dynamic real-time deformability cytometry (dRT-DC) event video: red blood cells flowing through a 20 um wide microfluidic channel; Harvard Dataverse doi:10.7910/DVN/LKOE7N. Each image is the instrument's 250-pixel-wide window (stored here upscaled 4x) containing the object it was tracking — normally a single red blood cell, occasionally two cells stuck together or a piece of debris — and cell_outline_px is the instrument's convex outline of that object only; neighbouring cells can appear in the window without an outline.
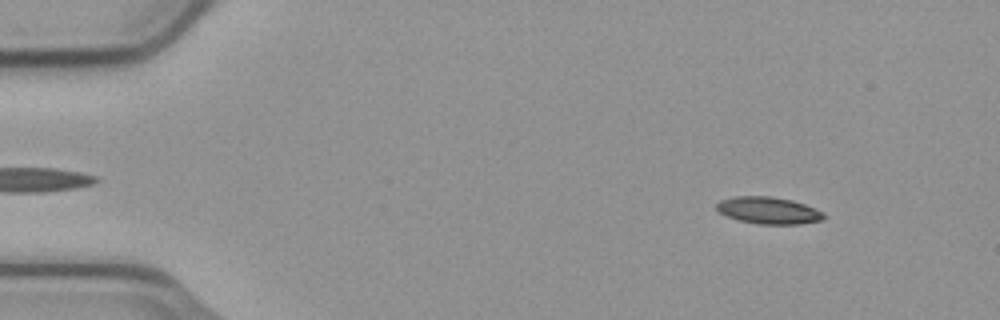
{"species": "common noctule bat (a hibernating species)", "species_latin": "Nyctalus noctula", "temperature_condition": "cold", "stored_images_in_passage": 54, "camera_frame_rate_fps": 3000, "um_per_image_px": 0.085, "animal": {"sex": "male", "body_mass_g": 23.1, "forearm_length_mm": 52.7}, "frame": {"image": 1, "passage_image": 6, "time_ms": 1.667, "image_size_px": [1000, 320], "cell_outline_px": [[824, 220], [800, 224], [756, 224], [740, 220], [728, 216], [720, 212], [716, 208], [716, 204], [720, 200], [736, 196], [772, 196], [792, 200], [804, 204], [824, 212]], "centroid_in_image_um": [65.34, 17.88], "position_along_channel_um": 19.7, "area_um2": 16.82}}
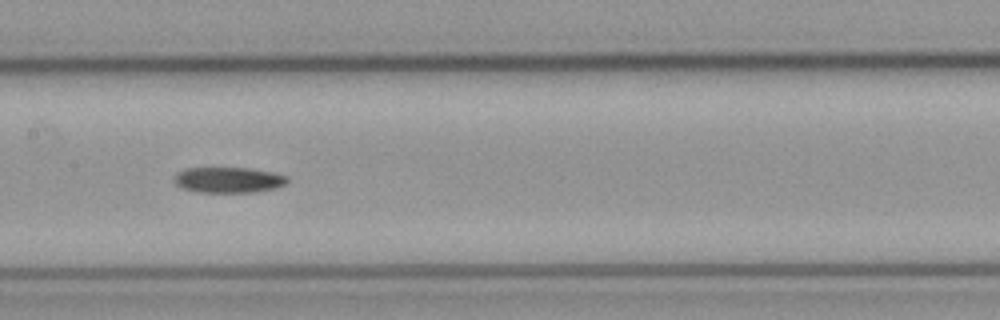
{"frame": {"image": 2, "passage_image": 27, "time_ms": 8.667, "image_size_px": [1000, 320], "cell_outline_px": [[288, 180], [284, 184], [276, 188], [256, 192], [200, 192], [180, 188], [172, 180], [176, 172], [184, 168], [248, 168], [272, 172], [288, 176]], "centroid_in_image_um": [19.37, 15.29], "position_along_channel_um": 188.0, "area_um2": 17.05}}
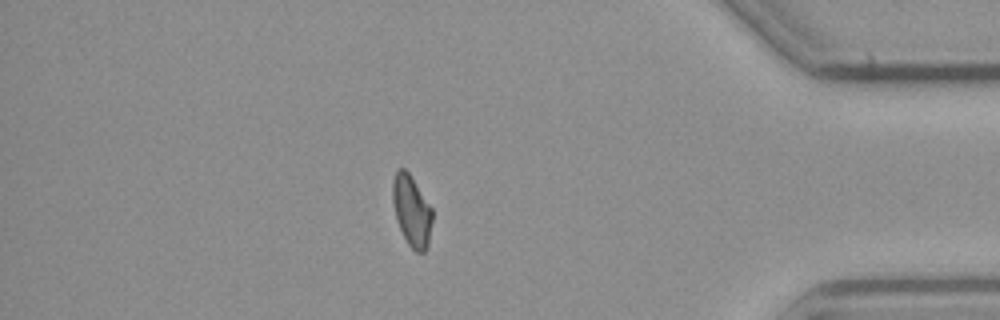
{"frame": {"image": 3, "passage_image": 47, "time_ms": 15.333, "image_size_px": [1000, 320], "cell_outline_px": [[432, 220], [428, 244], [424, 252], [416, 252], [408, 244], [396, 220], [392, 200], [392, 184], [396, 172], [400, 168], [404, 168], [408, 172], [432, 208]], "centroid_in_image_um": [34.98, 17.92], "position_along_channel_um": 400.2, "area_um2": 16.18}}